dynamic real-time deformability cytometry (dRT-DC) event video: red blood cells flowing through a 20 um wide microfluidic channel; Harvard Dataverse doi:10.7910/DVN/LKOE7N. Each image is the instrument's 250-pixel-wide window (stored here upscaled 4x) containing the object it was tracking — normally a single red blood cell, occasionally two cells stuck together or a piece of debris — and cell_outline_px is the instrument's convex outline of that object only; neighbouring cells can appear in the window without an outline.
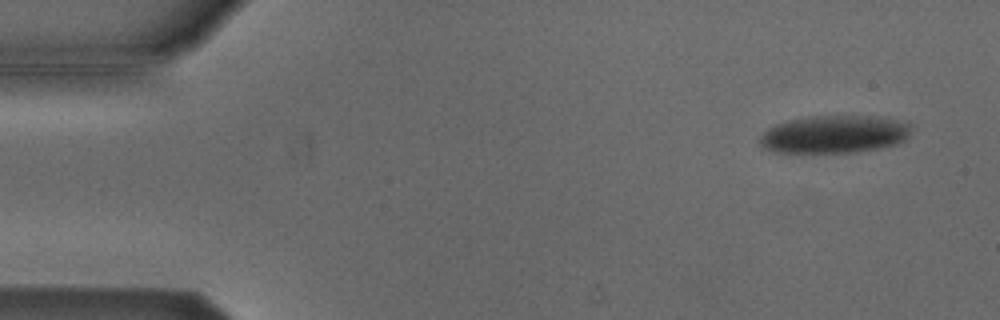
{"species": "Egyptian fruit bat (a non-hibernating species)", "species_latin": "Rousettus aegyptiacus", "temperature_condition": "cold", "stored_images_in_passage": 5, "camera_frame_rate_fps": 3000, "um_per_image_px": 0.085, "animal": {"sex": "male"}, "frame": {"image": 1, "passage_image": 1, "time_ms": 0.0, "image_size_px": [1000, 320], "cell_outline_px": [[908, 136], [904, 140], [892, 144], [876, 148], [852, 152], [772, 152], [764, 148], [756, 140], [768, 128], [776, 124], [788, 120], [812, 116], [872, 116], [892, 120], [908, 124]], "centroid_in_image_um": [70.79, 11.42], "position_along_channel_um": 14.2, "area_um2": 32.66}}